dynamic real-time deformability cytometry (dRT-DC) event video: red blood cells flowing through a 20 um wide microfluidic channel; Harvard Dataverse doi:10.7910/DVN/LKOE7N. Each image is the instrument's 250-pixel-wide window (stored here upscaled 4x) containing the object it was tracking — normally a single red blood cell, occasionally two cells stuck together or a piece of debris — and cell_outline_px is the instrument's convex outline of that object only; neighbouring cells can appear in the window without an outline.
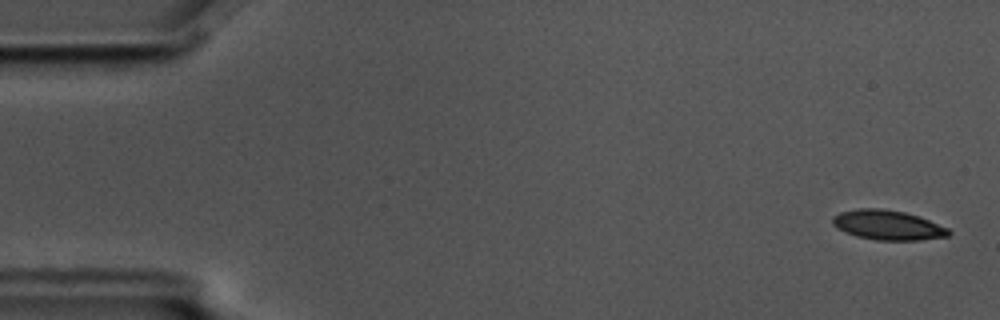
{"species": "common noctule bat (a hibernating species)", "species_latin": "Nyctalus noctula", "temperature_condition": "cold", "stored_images_in_passage": 6, "camera_frame_rate_fps": 3000, "um_per_image_px": 0.085, "animal": {"sex": "male", "body_mass_g": 17.5, "forearm_length_mm": 52.3}, "frame": {"image": 1, "passage_image": 1, "time_ms": 0.0, "image_size_px": [1000, 320], "cell_outline_px": [[952, 232], [948, 236], [920, 240], [876, 240], [856, 236], [844, 232], [836, 228], [832, 224], [832, 216], [840, 212], [860, 208], [884, 208], [904, 212], [920, 216], [948, 228]], "centroid_in_image_um": [75.45, 19.12], "position_along_channel_um": 9.6, "area_um2": 20.29}}